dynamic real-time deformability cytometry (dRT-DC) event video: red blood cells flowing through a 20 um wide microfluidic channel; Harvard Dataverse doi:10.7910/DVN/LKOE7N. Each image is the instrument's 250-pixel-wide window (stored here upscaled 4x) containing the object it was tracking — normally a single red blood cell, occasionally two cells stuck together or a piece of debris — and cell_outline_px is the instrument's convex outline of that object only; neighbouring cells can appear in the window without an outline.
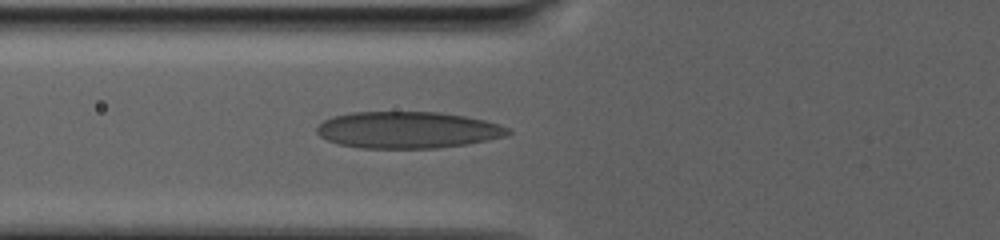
{"species": "human", "species_latin": "Homo sapiens", "temperature_condition": "warm", "stored_images_in_passage": 24, "camera_frame_rate_fps": 3000, "um_per_image_px": 0.085, "donor": {"sex": "male"}, "frame": {"image": 1, "passage_image": 24, "time_ms": 12.0, "image_size_px": [1000, 240], "cell_outline_px": [[512, 132], [508, 136], [488, 140], [464, 144], [436, 148], [360, 148], [336, 144], [320, 136], [316, 132], [316, 128], [324, 120], [332, 116], [352, 112], [440, 112], [464, 116], [484, 120], [508, 128]], "centroid_in_image_um": [34.62, 11.05], "position_along_channel_um": 91.2, "area_um2": 40.86}}